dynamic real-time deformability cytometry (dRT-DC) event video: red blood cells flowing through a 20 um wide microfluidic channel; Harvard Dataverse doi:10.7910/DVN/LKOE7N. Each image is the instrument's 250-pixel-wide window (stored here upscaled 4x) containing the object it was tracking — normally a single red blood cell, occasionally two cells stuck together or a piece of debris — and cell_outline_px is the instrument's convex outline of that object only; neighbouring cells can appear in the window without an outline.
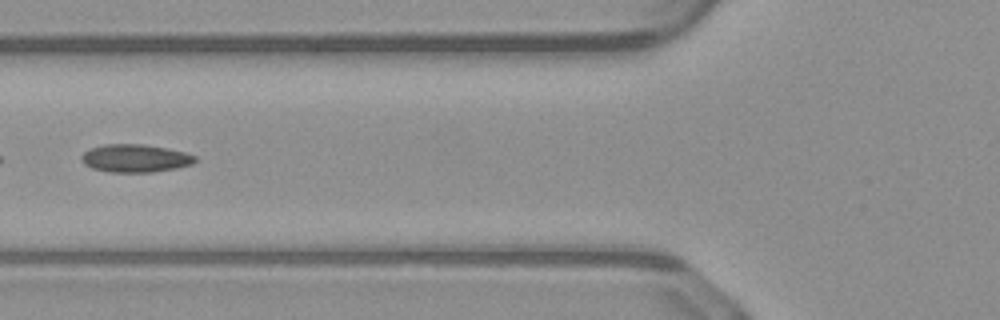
{"species": "common noctule bat (a hibernating species)", "species_latin": "Nyctalus noctula", "temperature_condition": "warm", "stored_images_in_passage": 11, "camera_frame_rate_fps": 3000, "um_per_image_px": 0.085, "animal": {"sex": "male", "body_mass_g": 23.1, "forearm_length_mm": 52.7}, "frame": {"image": 1, "passage_image": 5, "time_ms": 1.333, "image_size_px": [1000, 320], "cell_outline_px": [[196, 160], [192, 164], [176, 168], [152, 172], [108, 172], [92, 168], [84, 164], [80, 156], [84, 152], [92, 148], [104, 144], [144, 144], [168, 148], [184, 152], [196, 156]], "centroid_in_image_um": [11.49, 13.45], "position_along_channel_um": 114.3, "area_um2": 18.5}}